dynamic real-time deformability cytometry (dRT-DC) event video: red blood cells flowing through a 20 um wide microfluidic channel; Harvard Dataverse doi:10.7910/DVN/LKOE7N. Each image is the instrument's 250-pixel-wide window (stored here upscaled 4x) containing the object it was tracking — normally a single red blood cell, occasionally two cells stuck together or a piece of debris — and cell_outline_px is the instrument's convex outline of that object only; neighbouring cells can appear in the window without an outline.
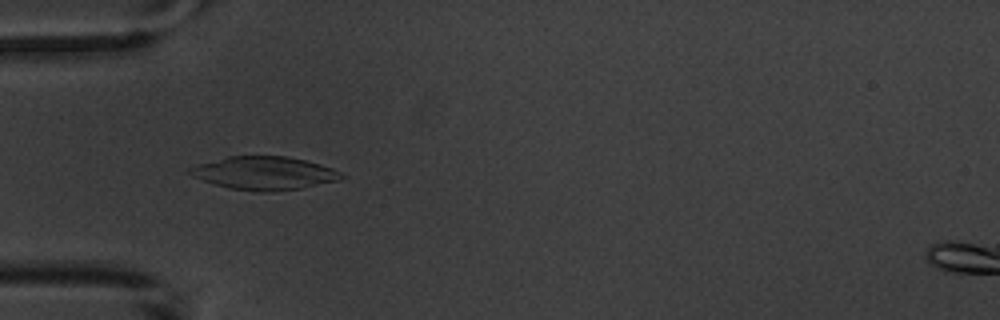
{"species": "common noctule bat (a hibernating species)", "species_latin": "Nyctalus noctula", "temperature_condition": "warm", "stored_images_in_passage": 7, "camera_frame_rate_fps": 3000, "um_per_image_px": 0.085, "animal": {"sex": "male", "body_mass_g": 20.1, "forearm_length_mm": 53.5}, "frame": {"image": 1, "passage_image": 6, "time_ms": 5.667, "image_size_px": [1000, 320], "cell_outline_px": [[348, 176], [340, 180], [300, 188], [272, 192], [260, 192], [228, 188], [192, 176], [188, 172], [188, 168], [196, 164], [228, 156], [288, 156], [320, 164], [332, 168]], "centroid_in_image_um": [22.47, 14.71], "position_along_channel_um": 62.5, "area_um2": 29.36}}